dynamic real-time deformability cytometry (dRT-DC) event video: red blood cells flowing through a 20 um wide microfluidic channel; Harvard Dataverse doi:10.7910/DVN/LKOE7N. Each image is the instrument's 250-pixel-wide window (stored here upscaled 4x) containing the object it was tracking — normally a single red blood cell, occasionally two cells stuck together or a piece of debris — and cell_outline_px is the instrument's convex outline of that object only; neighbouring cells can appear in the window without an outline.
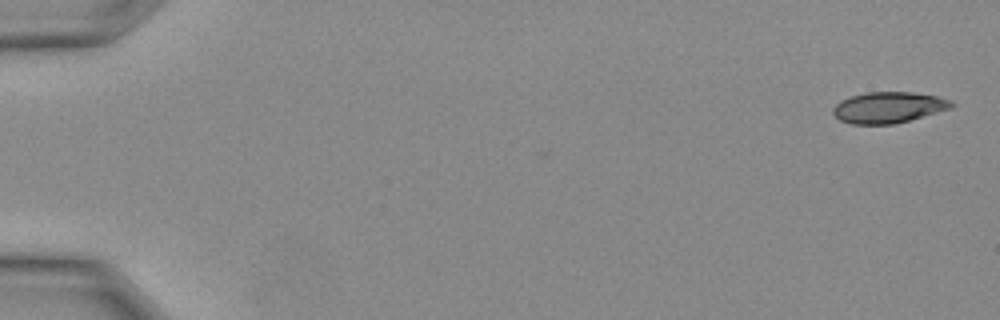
{"species": "Egyptian fruit bat (a non-hibernating species)", "species_latin": "Rousettus aegyptiacus", "temperature_condition": "warm", "stored_images_in_passage": 10, "camera_frame_rate_fps": 3000, "um_per_image_px": 0.085, "animal": {"sex": "female"}, "frame": {"image": 1, "passage_image": 1, "time_ms": 0.0, "image_size_px": [1000, 320], "cell_outline_px": [[956, 104], [952, 108], [896, 124], [852, 124], [840, 120], [832, 112], [832, 108], [840, 100], [852, 96], [868, 92], [912, 92], [936, 96], [952, 100]], "centroid_in_image_um": [75.54, 9.13], "position_along_channel_um": 9.5, "area_um2": 21.5}}